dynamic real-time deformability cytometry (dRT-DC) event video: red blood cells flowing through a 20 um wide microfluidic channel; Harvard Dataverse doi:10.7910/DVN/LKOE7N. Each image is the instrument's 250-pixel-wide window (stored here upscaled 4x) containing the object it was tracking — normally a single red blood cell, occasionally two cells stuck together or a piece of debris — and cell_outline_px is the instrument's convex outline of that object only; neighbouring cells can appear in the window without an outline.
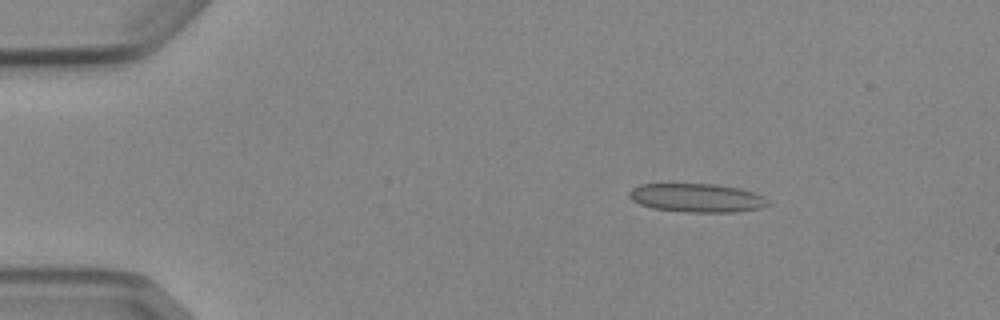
{"species": "Egyptian fruit bat (a non-hibernating species)", "species_latin": "Rousettus aegyptiacus", "temperature_condition": "cold", "stored_images_in_passage": 5, "camera_frame_rate_fps": 3000, "um_per_image_px": 0.085, "animal": {"sex": "female"}, "frame": {"image": 1, "passage_image": 3, "time_ms": 2.333, "image_size_px": [1000, 320], "cell_outline_px": [[772, 204], [760, 208], [736, 212], [688, 212], [652, 208], [640, 204], [632, 200], [628, 196], [628, 192], [632, 188], [640, 184], [716, 184], [740, 188], [756, 192], [764, 196]], "centroid_in_image_um": [59.27, 16.81], "position_along_channel_um": 25.7, "area_um2": 23.41}}
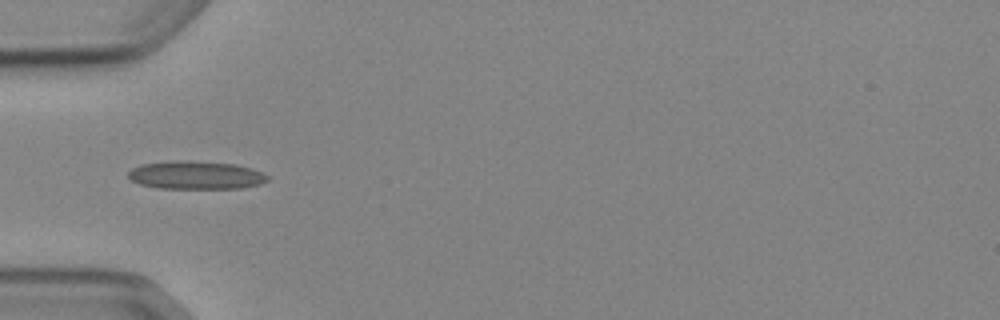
{"frame": {"image": 2, "passage_image": 5, "time_ms": 5.333, "image_size_px": [1000, 320], "cell_outline_px": [[268, 180], [260, 184], [240, 188], [156, 188], [140, 184], [132, 180], [128, 176], [128, 172], [132, 168], [140, 164], [172, 160], [188, 160], [236, 164], [252, 168], [268, 176]], "centroid_in_image_um": [16.62, 14.87], "position_along_channel_um": 68.4, "area_um2": 22.95}}